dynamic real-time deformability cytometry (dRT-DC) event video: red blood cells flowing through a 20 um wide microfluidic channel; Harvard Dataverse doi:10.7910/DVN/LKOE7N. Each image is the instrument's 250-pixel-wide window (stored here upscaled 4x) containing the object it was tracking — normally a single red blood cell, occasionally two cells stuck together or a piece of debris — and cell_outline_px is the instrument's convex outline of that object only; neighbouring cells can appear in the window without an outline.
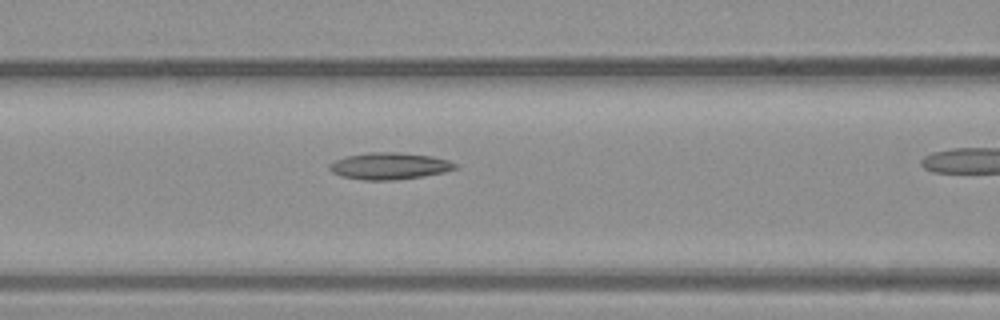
{"species": "common noctule bat (a hibernating species)", "species_latin": "Nyctalus noctula", "temperature_condition": "warm", "stored_images_in_passage": 29, "camera_frame_rate_fps": 3000, "um_per_image_px": 0.085, "animal": {"sex": "male", "body_mass_g": 23.1, "forearm_length_mm": 52.7}, "frame": {"image": 1, "passage_image": 14, "time_ms": 4.333, "image_size_px": [1000, 320], "cell_outline_px": [[460, 168], [444, 172], [424, 176], [396, 180], [360, 180], [340, 176], [332, 172], [328, 168], [328, 164], [336, 160], [348, 156], [368, 152], [400, 152], [432, 156], [448, 160], [460, 164]], "centroid_in_image_um": [33.14, 14.11], "position_along_channel_um": 133.5, "area_um2": 19.94}}
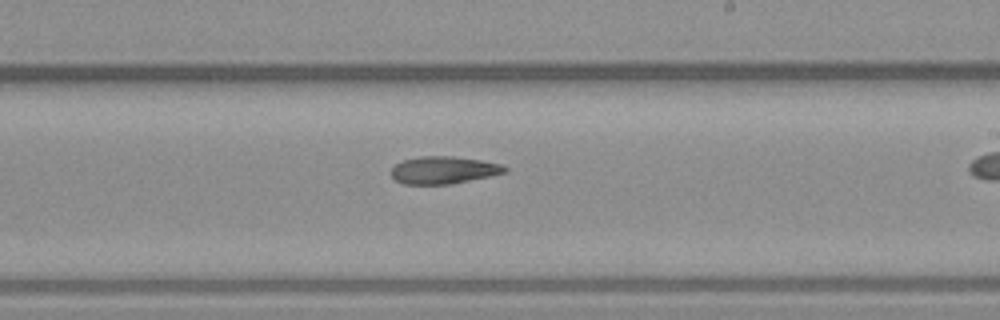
{"frame": {"image": 2, "passage_image": 21, "time_ms": 6.667, "image_size_px": [1000, 320], "cell_outline_px": [[508, 172], [492, 176], [452, 184], [404, 184], [396, 180], [392, 176], [392, 168], [396, 164], [404, 160], [420, 156], [452, 156], [480, 160], [504, 164], [508, 168]], "centroid_in_image_um": [37.77, 14.46], "position_along_channel_um": 251.2, "area_um2": 18.26}}
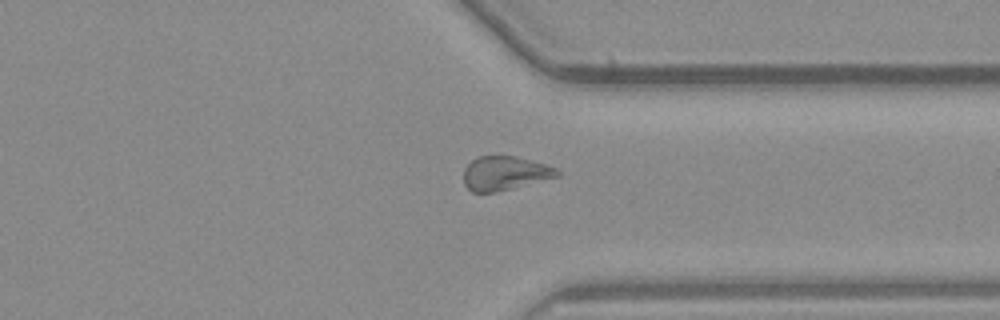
{"frame": {"image": 3, "passage_image": 28, "time_ms": 9.0, "image_size_px": [1000, 320], "cell_outline_px": [[560, 176], [496, 192], [472, 192], [464, 184], [464, 168], [472, 160], [480, 156], [516, 156], [544, 164], [556, 168], [560, 172]], "centroid_in_image_um": [42.9, 14.72], "position_along_channel_um": 368.5, "area_um2": 18.38}}